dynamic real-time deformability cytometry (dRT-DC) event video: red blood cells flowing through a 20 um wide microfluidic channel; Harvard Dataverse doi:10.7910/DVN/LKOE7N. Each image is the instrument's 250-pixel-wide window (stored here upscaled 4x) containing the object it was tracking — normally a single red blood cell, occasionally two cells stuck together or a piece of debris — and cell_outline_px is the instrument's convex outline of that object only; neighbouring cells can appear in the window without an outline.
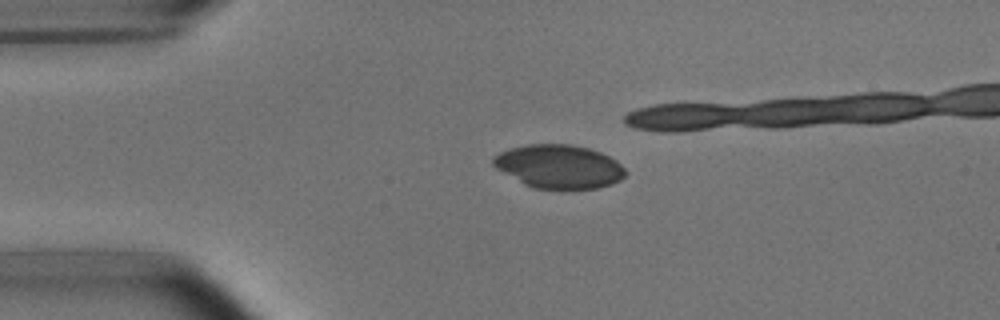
{"species": "common noctule bat (a hibernating species)", "species_latin": "Nyctalus noctula", "temperature_condition": "room temperature", "stored_images_in_passage": 5, "camera_frame_rate_fps": 3000, "um_per_image_px": 0.085, "animal": {"sex": "male", "body_mass_g": 15.6}, "frame": {"image": 1, "passage_image": 1, "time_ms": 0.0, "image_size_px": [1000, 320], "cell_outline_px": [[628, 172], [620, 180], [612, 184], [596, 188], [536, 188], [524, 184], [496, 168], [492, 164], [492, 156], [500, 152], [512, 148], [528, 144], [572, 144], [588, 148], [600, 152], [616, 160]], "centroid_in_image_um": [47.51, 14.14], "position_along_channel_um": 37.5, "area_um2": 33.35}}